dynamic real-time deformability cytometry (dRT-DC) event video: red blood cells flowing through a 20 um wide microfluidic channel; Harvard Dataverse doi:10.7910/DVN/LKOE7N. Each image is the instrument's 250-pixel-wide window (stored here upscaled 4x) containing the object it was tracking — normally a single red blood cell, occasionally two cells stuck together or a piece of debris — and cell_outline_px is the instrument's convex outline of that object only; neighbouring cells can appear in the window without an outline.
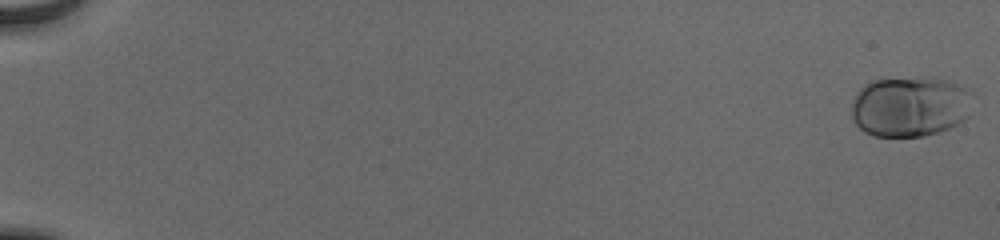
{"species": "human", "species_latin": "Homo sapiens", "temperature_condition": "cold", "stored_images_in_passage": 56, "camera_frame_rate_fps": 3000, "um_per_image_px": 0.085, "donor": {"sex": "male"}, "frame": {"image": 1, "passage_image": 1, "time_ms": 0.0, "image_size_px": [1000, 240], "cell_outline_px": [[968, 116], [964, 120], [948, 128], [924, 136], [872, 136], [864, 132], [856, 124], [852, 116], [852, 100], [860, 88], [872, 80], [928, 76], [952, 80], [964, 88], [968, 92]], "centroid_in_image_um": [77.3, 9.03], "position_along_channel_um": 7.7, "area_um2": 42.66}}
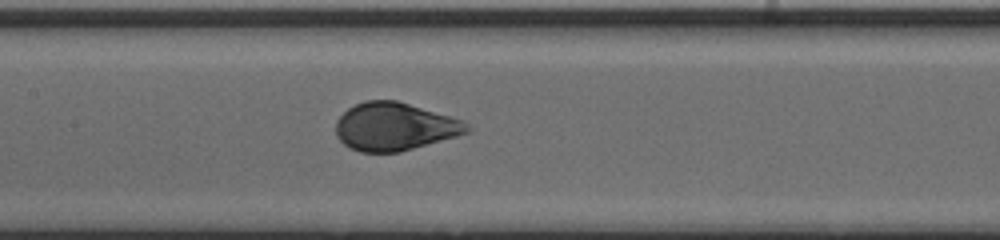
{"frame": {"image": 2, "passage_image": 30, "time_ms": 9.667, "image_size_px": [1000, 240], "cell_outline_px": [[472, 128], [468, 132], [456, 136], [400, 152], [360, 152], [344, 144], [336, 136], [336, 120], [348, 108], [364, 100], [396, 100], [464, 120]], "centroid_in_image_um": [33.54, 10.76], "position_along_channel_um": 173.9, "area_um2": 36.53}}
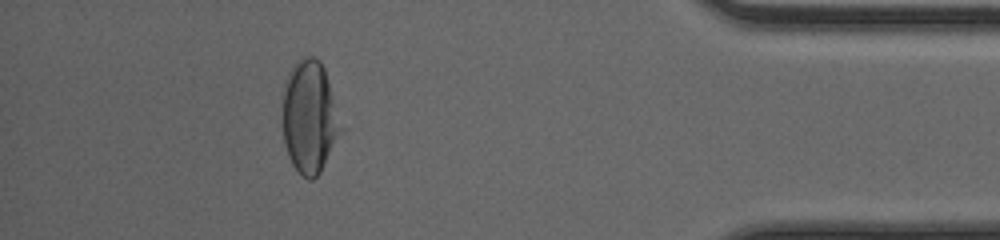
{"frame": {"image": 3, "passage_image": 51, "time_ms": 16.667, "image_size_px": [1000, 240], "cell_outline_px": [[344, 128], [320, 172], [312, 180], [308, 180], [292, 164], [288, 156], [284, 144], [280, 116], [280, 108], [284, 80], [288, 72], [296, 60], [304, 56], [316, 56], [320, 60], [324, 68]], "centroid_in_image_um": [26.27, 9.9], "position_along_channel_um": 408.9, "area_um2": 39.36}, "authors_computed_cell_mechanics": {"area_um2": 38.6971, "velocity_mm_per_s": 3.8909, "shape_relaxation_time_tau1_ms": 3.3814, "shape_relaxation_time_tau2_ms": null, "deformation_change_tau1": 0.1734, "deformation_change_tau2": null}}